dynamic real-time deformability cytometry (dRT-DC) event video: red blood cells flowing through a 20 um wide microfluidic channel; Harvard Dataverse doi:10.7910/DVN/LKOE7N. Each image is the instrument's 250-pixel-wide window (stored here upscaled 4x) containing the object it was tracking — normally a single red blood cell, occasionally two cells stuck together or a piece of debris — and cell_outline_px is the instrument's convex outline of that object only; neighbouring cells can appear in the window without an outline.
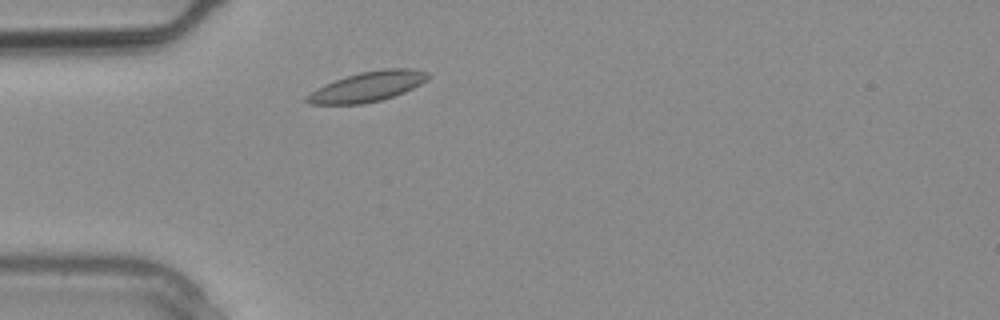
{"species": "common noctule bat (a hibernating species)", "species_latin": "Nyctalus noctula", "temperature_condition": "warm", "stored_images_in_passage": 1, "camera_frame_rate_fps": 3000, "um_per_image_px": 0.085, "animal": {"sex": "male", "body_mass_g": 20.4}, "frame": {"image": 1, "passage_image": 1, "time_ms": 0.0, "image_size_px": [1000, 320], "cell_outline_px": [[432, 76], [428, 80], [404, 92], [380, 100], [364, 104], [308, 104], [304, 100], [304, 96], [316, 88], [324, 84], [360, 72], [384, 68], [412, 68], [428, 72]], "centroid_in_image_um": [31.24, 7.36], "position_along_channel_um": 53.8, "area_um2": 21.27}}